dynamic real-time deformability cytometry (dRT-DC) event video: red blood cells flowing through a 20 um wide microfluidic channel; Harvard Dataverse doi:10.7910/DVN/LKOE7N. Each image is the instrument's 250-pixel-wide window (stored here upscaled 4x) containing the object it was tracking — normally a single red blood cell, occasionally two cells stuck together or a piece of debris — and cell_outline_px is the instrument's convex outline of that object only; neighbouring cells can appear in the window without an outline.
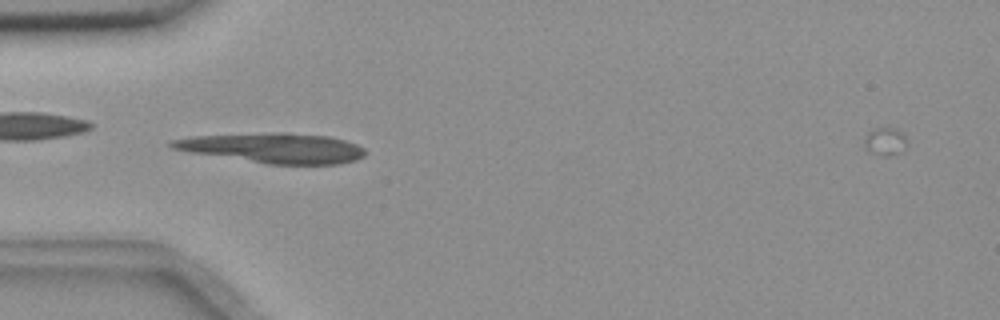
{"species": "common noctule bat (a hibernating species)", "species_latin": "Nyctalus noctula", "temperature_condition": "room temperature", "stored_images_in_passage": 54, "camera_frame_rate_fps": 3000, "um_per_image_px": 0.085, "animal": {"sex": "female", "body_mass_g": 18.4}, "frame": {"image": 1, "passage_image": 16, "time_ms": 5.0, "image_size_px": [1000, 320], "cell_outline_px": [[364, 156], [356, 160], [340, 164], [264, 164], [188, 152], [172, 148], [168, 144], [168, 140], [192, 136], [328, 136], [344, 140], [356, 144], [364, 148]], "centroid_in_image_um": [23.21, 12.66], "position_along_channel_um": 61.8, "area_um2": 31.96}}
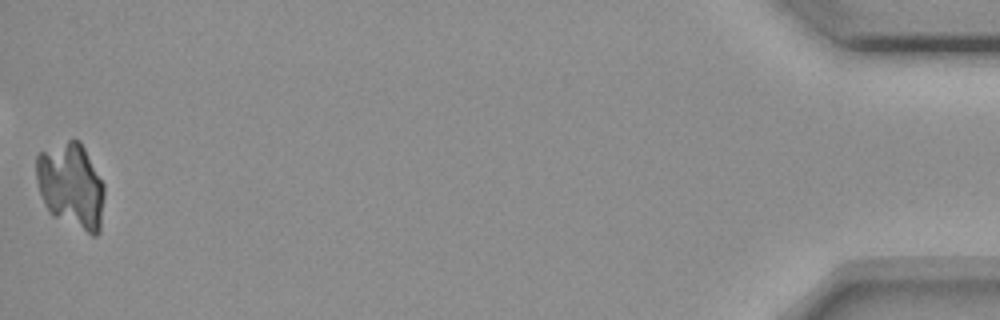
{"frame": {"image": 2, "passage_image": 54, "time_ms": 17.667, "image_size_px": [1000, 320], "cell_outline_px": [[104, 196], [100, 232], [96, 236], [92, 236], [52, 216], [48, 212], [44, 204], [36, 180], [36, 156], [40, 152], [68, 140], [80, 140], [104, 184]], "centroid_in_image_um": [6.05, 15.82], "position_along_channel_um": 429.2, "area_um2": 34.16}}